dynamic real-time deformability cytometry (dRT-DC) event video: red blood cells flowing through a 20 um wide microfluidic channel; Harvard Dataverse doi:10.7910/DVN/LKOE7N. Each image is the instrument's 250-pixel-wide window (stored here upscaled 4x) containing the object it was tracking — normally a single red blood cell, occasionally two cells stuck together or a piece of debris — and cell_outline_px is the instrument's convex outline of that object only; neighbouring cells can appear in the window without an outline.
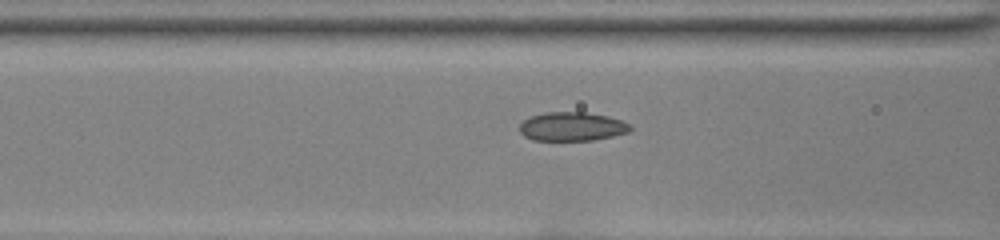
{"species": "common noctule bat (a hibernating species)", "species_latin": "Nyctalus noctula", "temperature_condition": "room temperature", "stored_images_in_passage": 40, "camera_frame_rate_fps": 3000, "um_per_image_px": 0.085, "animal": {"sex": "female", "body_mass_g": 22.0, "forearm_length_mm": 56.7}, "frame": {"image": 1, "passage_image": 20, "time_ms": 6.333, "image_size_px": [1000, 240], "cell_outline_px": [[632, 128], [628, 132], [612, 136], [592, 140], [532, 140], [524, 136], [520, 132], [520, 124], [524, 120], [532, 116], [544, 112], [584, 112], [608, 116], [620, 120], [628, 124]], "centroid_in_image_um": [48.6, 10.75], "position_along_channel_um": 118.0, "area_um2": 18.44}}
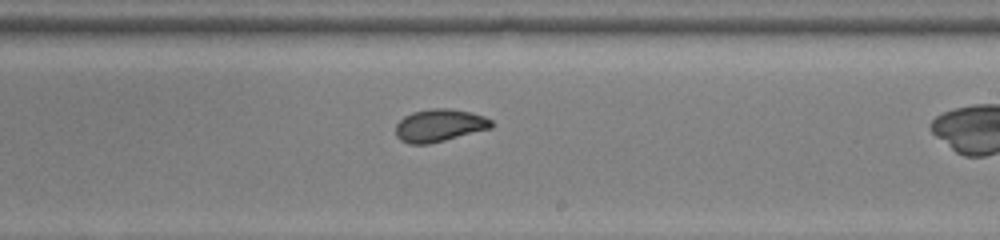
{"frame": {"image": 2, "passage_image": 30, "time_ms": 9.667, "image_size_px": [1000, 240], "cell_outline_px": [[496, 124], [492, 128], [428, 144], [408, 144], [400, 140], [396, 136], [396, 124], [404, 116], [412, 112], [432, 108], [448, 108], [472, 112], [484, 116], [492, 120]], "centroid_in_image_um": [37.37, 10.65], "position_along_channel_um": 251.6, "area_um2": 18.32}}
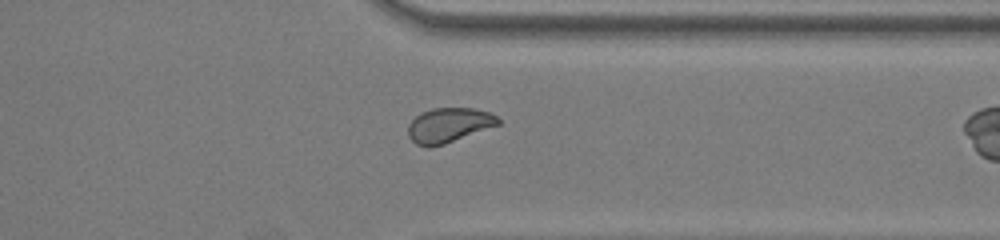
{"frame": {"image": 3, "passage_image": 39, "time_ms": 12.667, "image_size_px": [1000, 240], "cell_outline_px": [[500, 124], [444, 144], [428, 148], [416, 144], [408, 136], [408, 124], [420, 112], [432, 108], [472, 108], [488, 112], [496, 116], [500, 120]], "centroid_in_image_um": [38.11, 10.64], "position_along_channel_um": 373.3, "area_um2": 18.15}}